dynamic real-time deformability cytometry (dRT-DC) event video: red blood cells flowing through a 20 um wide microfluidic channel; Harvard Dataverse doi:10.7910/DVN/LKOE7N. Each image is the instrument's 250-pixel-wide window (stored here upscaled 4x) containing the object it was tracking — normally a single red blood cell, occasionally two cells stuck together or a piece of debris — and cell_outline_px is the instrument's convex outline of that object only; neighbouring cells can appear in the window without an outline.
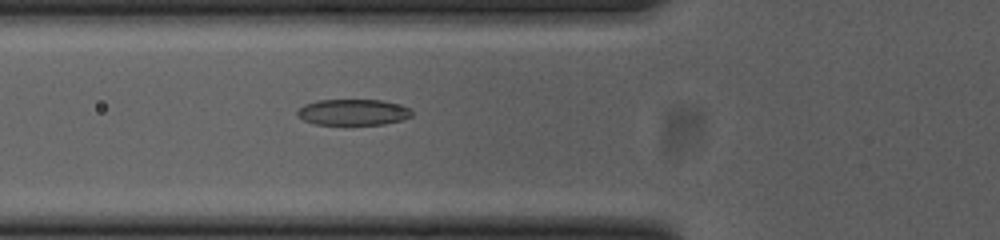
{"species": "common noctule bat (a hibernating species)", "species_latin": "Nyctalus noctula", "temperature_condition": "cold", "stored_images_in_passage": 43, "camera_frame_rate_fps": 3000, "um_per_image_px": 0.085, "animal": {"sex": "female", "body_mass_g": 23.0, "forearm_length_mm": 53.4}, "frame": {"image": 1, "passage_image": 8, "time_ms": 2.333, "image_size_px": [1000, 240], "cell_outline_px": [[412, 116], [404, 120], [384, 124], [316, 124], [304, 120], [296, 116], [296, 112], [304, 104], [316, 100], [380, 100], [400, 104], [408, 108], [412, 112]], "centroid_in_image_um": [30.01, 9.53], "position_along_channel_um": 95.8, "area_um2": 17.4}}
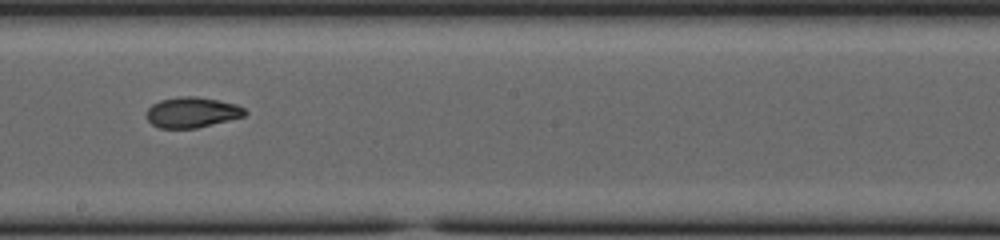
{"frame": {"image": 2, "passage_image": 19, "time_ms": 6.0, "image_size_px": [1000, 240], "cell_outline_px": [[248, 112], [244, 116], [196, 128], [160, 128], [152, 124], [148, 120], [148, 108], [152, 104], [160, 100], [180, 96], [196, 96], [236, 104], [244, 108]], "centroid_in_image_um": [16.32, 9.54], "position_along_channel_um": 231.9, "area_um2": 17.28}}
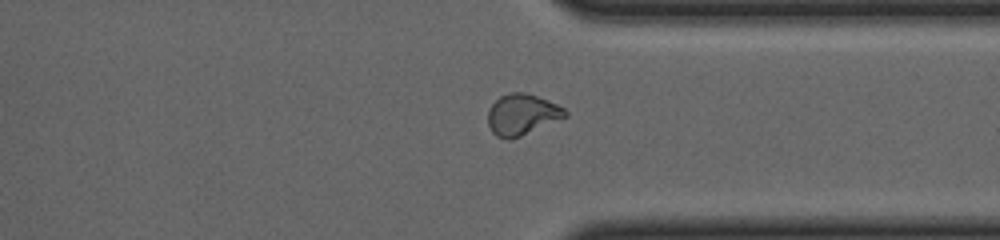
{"frame": {"image": 3, "passage_image": 30, "time_ms": 9.667, "image_size_px": [1000, 240], "cell_outline_px": [[568, 116], [520, 136], [508, 140], [504, 140], [496, 136], [492, 132], [488, 124], [488, 108], [500, 96], [512, 92], [528, 92], [548, 100], [564, 108], [568, 112]], "centroid_in_image_um": [44.36, 9.73], "position_along_channel_um": 367.0, "area_um2": 18.55}, "authors_computed_cell_mechanics": {"area_um2": 17.9758, "velocity_mm_per_s": 3.7109, "shape_relaxation_time_tau1_ms": 5.0367, "shape_relaxation_time_tau2_ms": 1.8499, "deformation_change_tau1": 0.1647, "deformation_change_tau2": 0.0651}}